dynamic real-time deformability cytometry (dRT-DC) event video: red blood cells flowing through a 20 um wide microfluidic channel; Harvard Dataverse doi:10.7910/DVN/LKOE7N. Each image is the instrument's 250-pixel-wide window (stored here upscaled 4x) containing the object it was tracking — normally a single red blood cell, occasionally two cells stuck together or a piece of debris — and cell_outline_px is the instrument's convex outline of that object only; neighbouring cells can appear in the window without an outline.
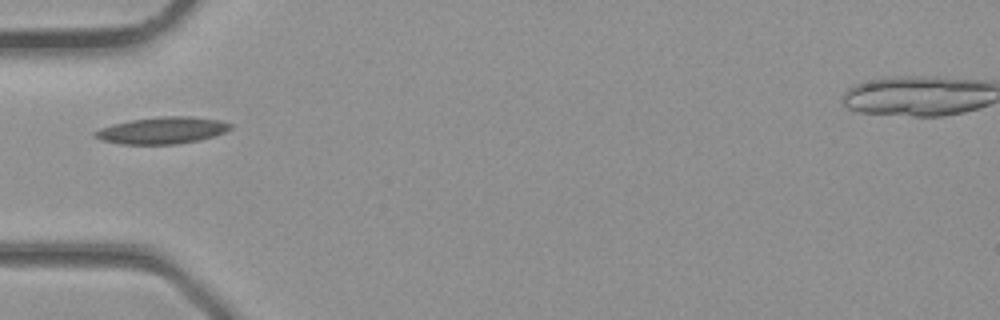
{"species": "common noctule bat (a hibernating species)", "species_latin": "Nyctalus noctula", "temperature_condition": "room temperature", "stored_images_in_passage": 4, "camera_frame_rate_fps": 3000, "um_per_image_px": 0.085, "animal": {"sex": "male", "body_mass_g": 23.1, "forearm_length_mm": 52.7}, "frame": {"image": 1, "passage_image": 4, "time_ms": 1.0, "image_size_px": [1000, 320], "cell_outline_px": [[232, 128], [216, 136], [200, 140], [176, 144], [120, 144], [100, 140], [92, 136], [92, 132], [100, 128], [112, 124], [132, 120], [164, 116], [188, 116], [220, 120], [232, 124]], "centroid_in_image_um": [13.77, 11.09], "position_along_channel_um": 71.2, "area_um2": 21.27}}